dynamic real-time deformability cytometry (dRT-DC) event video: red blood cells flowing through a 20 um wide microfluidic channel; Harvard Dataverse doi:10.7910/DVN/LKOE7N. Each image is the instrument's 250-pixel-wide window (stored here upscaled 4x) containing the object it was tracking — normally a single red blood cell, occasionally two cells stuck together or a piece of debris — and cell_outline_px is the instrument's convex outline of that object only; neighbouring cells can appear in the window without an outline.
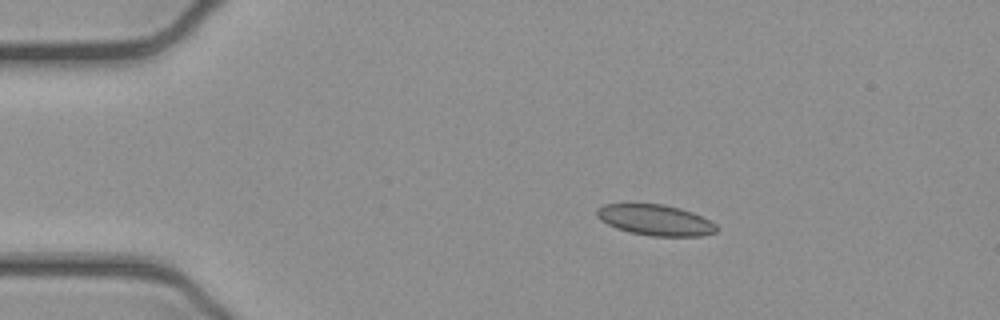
{"species": "common noctule bat (a hibernating species)", "species_latin": "Nyctalus noctula", "temperature_condition": "cold", "stored_images_in_passage": 52, "camera_frame_rate_fps": 3000, "um_per_image_px": 0.085, "animal": {"sex": "female", "body_mass_g": 21.9}, "frame": {"image": 1, "passage_image": 9, "time_ms": 2.667, "image_size_px": [1000, 320], "cell_outline_px": [[716, 232], [700, 236], [652, 236], [628, 232], [616, 228], [600, 220], [596, 216], [596, 208], [604, 204], [664, 204], [680, 208], [692, 212], [716, 224]], "centroid_in_image_um": [55.66, 18.7], "position_along_channel_um": 29.3, "area_um2": 21.44}}
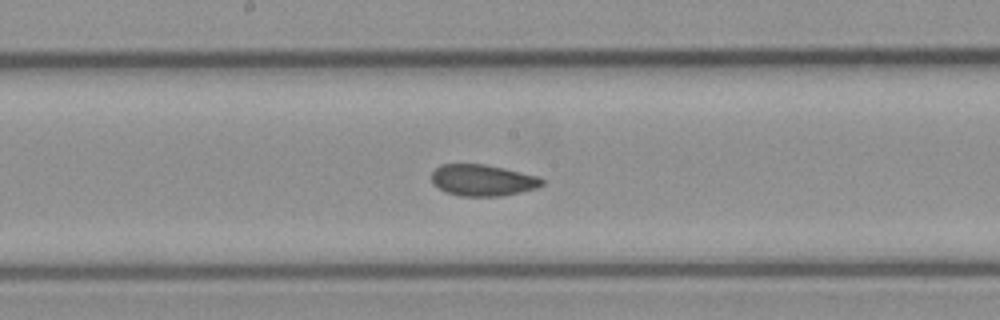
{"frame": {"image": 2, "passage_image": 27, "time_ms": 8.667, "image_size_px": [1000, 320], "cell_outline_px": [[544, 184], [536, 188], [520, 192], [500, 196], [460, 196], [444, 192], [432, 184], [432, 172], [440, 164], [484, 164], [504, 168], [540, 176], [544, 180]], "centroid_in_image_um": [41.02, 15.32], "position_along_channel_um": 207.2, "area_um2": 20.4}}
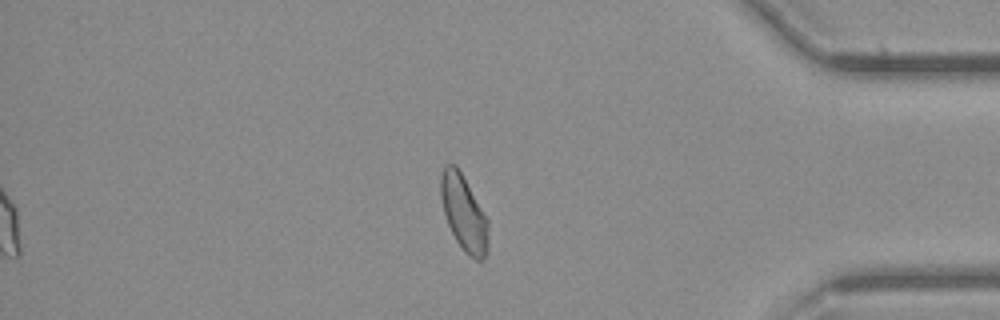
{"frame": {"image": 3, "passage_image": 44, "time_ms": 14.333, "image_size_px": [1000, 320], "cell_outline_px": [[488, 252], [484, 260], [476, 260], [468, 256], [464, 252], [456, 240], [448, 224], [444, 212], [440, 196], [440, 176], [444, 164], [456, 164], [488, 220]], "centroid_in_image_um": [39.42, 18.13], "position_along_channel_um": 395.8, "area_um2": 20.98}, "authors_computed_cell_mechanics": {"area_um2": 20.8658, "velocity_mm_per_s": 3.8927, "shape_relaxation_time_tau1_ms": null, "shape_relaxation_time_tau2_ms": 1.8664, "deformation_change_tau1": null, "deformation_change_tau2": 0.0673}}